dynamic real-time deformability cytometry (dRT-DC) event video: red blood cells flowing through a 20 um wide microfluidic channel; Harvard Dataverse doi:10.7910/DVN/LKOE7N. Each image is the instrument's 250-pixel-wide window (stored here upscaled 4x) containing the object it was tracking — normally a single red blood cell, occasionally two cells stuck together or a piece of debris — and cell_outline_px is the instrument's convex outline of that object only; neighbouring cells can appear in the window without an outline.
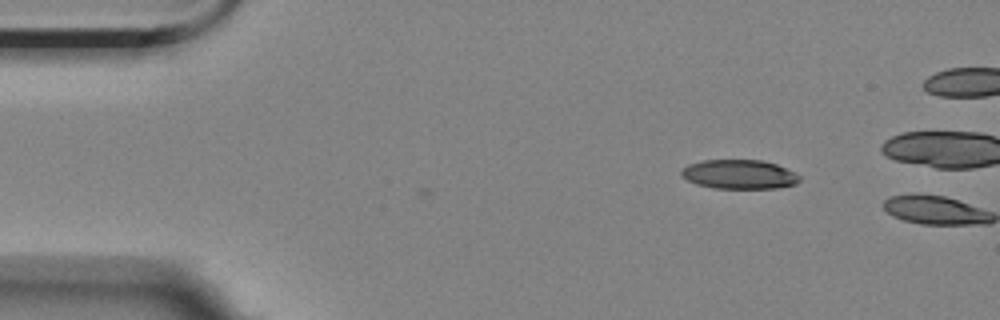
{"species": "Egyptian fruit bat (a non-hibernating species)", "species_latin": "Rousettus aegyptiacus", "temperature_condition": "room temperature", "stored_images_in_passage": 2, "camera_frame_rate_fps": 3000, "um_per_image_px": 0.085, "animal": {"sex": "female"}, "frame": {"image": 1, "passage_image": 1, "time_ms": 0.0, "image_size_px": [1000, 320], "cell_outline_px": [[800, 180], [796, 184], [776, 188], [712, 188], [696, 184], [680, 176], [680, 172], [688, 164], [700, 160], [764, 160], [776, 164], [800, 176]], "centroid_in_image_um": [62.8, 14.82], "position_along_channel_um": 22.2, "area_um2": 20.11}}